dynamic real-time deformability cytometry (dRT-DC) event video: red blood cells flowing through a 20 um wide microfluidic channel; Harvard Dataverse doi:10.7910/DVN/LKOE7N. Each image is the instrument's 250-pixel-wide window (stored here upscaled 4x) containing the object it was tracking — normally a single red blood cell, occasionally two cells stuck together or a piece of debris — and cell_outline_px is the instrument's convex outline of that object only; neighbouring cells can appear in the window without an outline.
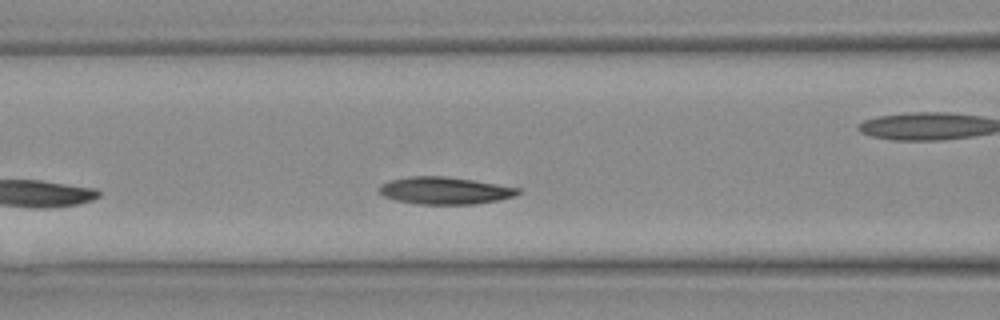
{"species": "Egyptian fruit bat (a non-hibernating species)", "species_latin": "Rousettus aegyptiacus", "temperature_condition": "warm", "stored_images_in_passage": 16, "camera_frame_rate_fps": 3000, "um_per_image_px": 0.085, "animal": {"sex": "female"}, "frame": {"image": 1, "passage_image": 7, "time_ms": 2.0, "image_size_px": [1000, 320], "cell_outline_px": [[524, 192], [516, 196], [500, 200], [472, 204], [416, 204], [396, 200], [384, 196], [380, 192], [380, 184], [388, 180], [408, 176], [444, 176], [472, 180], [524, 188]], "centroid_in_image_um": [37.88, 16.2], "position_along_channel_um": 128.7, "area_um2": 22.31}}